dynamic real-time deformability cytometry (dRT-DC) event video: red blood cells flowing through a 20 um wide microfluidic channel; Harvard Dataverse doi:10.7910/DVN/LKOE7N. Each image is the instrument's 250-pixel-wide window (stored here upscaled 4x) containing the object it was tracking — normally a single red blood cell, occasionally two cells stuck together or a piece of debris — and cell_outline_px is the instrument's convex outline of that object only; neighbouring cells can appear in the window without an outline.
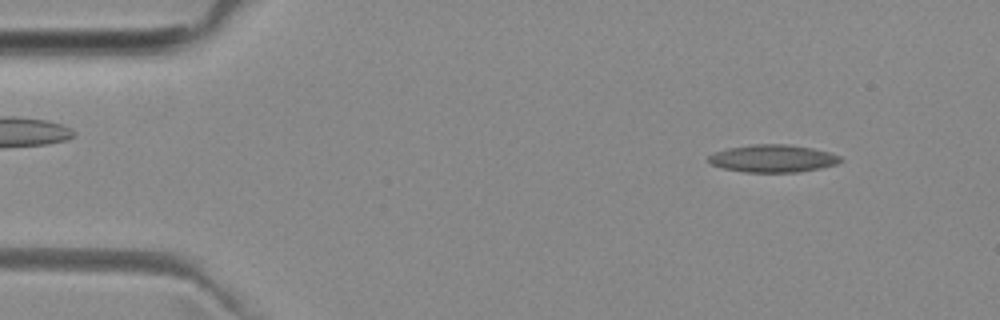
{"species": "common noctule bat (a hibernating species)", "species_latin": "Nyctalus noctula", "temperature_condition": "room temperature", "stored_images_in_passage": 52, "camera_frame_rate_fps": 3000, "um_per_image_px": 0.085, "animal": {"sex": "female", "body_mass_g": 29.2, "forearm_length_mm": 56.3}, "frame": {"image": 1, "passage_image": 5, "time_ms": 1.333, "image_size_px": [1000, 320], "cell_outline_px": [[844, 160], [836, 164], [820, 168], [796, 172], [744, 172], [724, 168], [712, 164], [708, 160], [708, 156], [716, 152], [728, 148], [752, 144], [788, 144], [812, 148], [828, 152], [840, 156]], "centroid_in_image_um": [65.71, 13.47], "position_along_channel_um": 19.3, "area_um2": 21.04}}
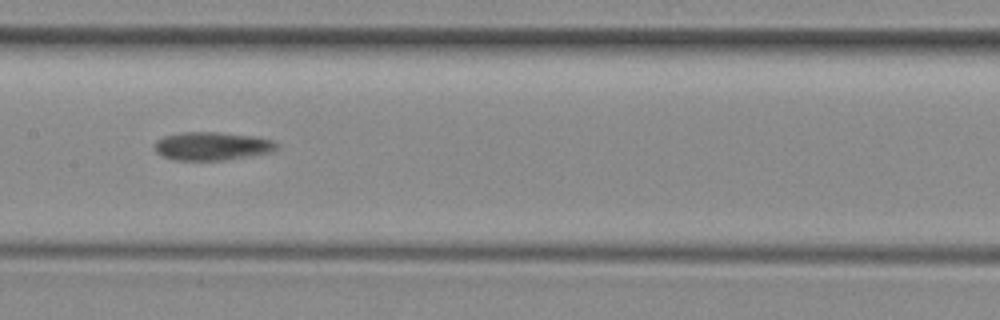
{"frame": {"image": 2, "passage_image": 25, "time_ms": 8.0, "image_size_px": [1000, 320], "cell_outline_px": [[280, 148], [272, 152], [224, 160], [176, 160], [164, 156], [156, 152], [156, 140], [164, 136], [180, 132], [220, 132], [256, 136], [272, 140], [280, 144]], "centroid_in_image_um": [18.09, 12.41], "position_along_channel_um": 189.3, "area_um2": 20.23}}
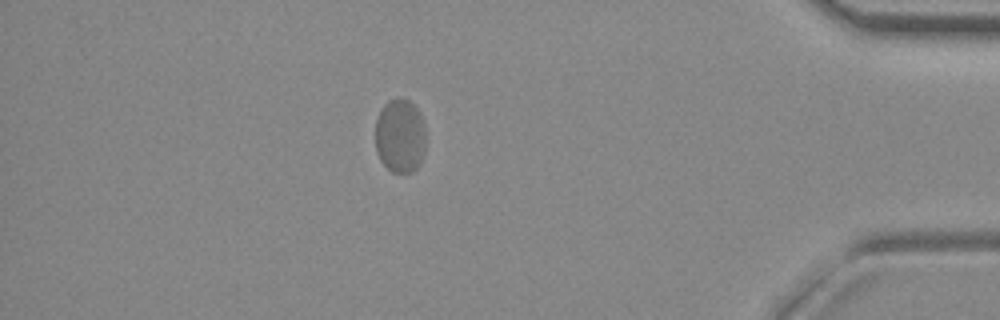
{"frame": {"image": 3, "passage_image": 45, "time_ms": 14.667, "image_size_px": [1000, 320], "cell_outline_px": [[424, 152], [420, 164], [412, 172], [392, 172], [380, 160], [376, 152], [376, 120], [384, 104], [388, 100], [400, 96], [408, 100], [416, 108], [424, 124]], "centroid_in_image_um": [33.99, 11.54], "position_along_channel_um": 401.2, "area_um2": 21.73}}